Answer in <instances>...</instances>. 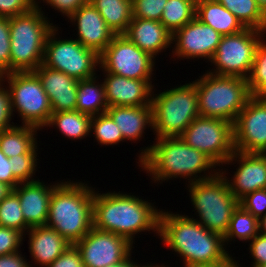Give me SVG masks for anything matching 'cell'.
I'll return each mask as SVG.
<instances>
[{
	"instance_id": "cell-1",
	"label": "cell",
	"mask_w": 266,
	"mask_h": 267,
	"mask_svg": "<svg viewBox=\"0 0 266 267\" xmlns=\"http://www.w3.org/2000/svg\"><path fill=\"white\" fill-rule=\"evenodd\" d=\"M154 140L156 143L143 147L137 156L138 166L150 175L154 183L162 184L165 180L180 177L188 178L187 184H190L212 178L219 172L218 166L208 156L187 145L181 137Z\"/></svg>"
},
{
	"instance_id": "cell-2",
	"label": "cell",
	"mask_w": 266,
	"mask_h": 267,
	"mask_svg": "<svg viewBox=\"0 0 266 267\" xmlns=\"http://www.w3.org/2000/svg\"><path fill=\"white\" fill-rule=\"evenodd\" d=\"M160 209L129 193H98L94 188L93 227L124 237L132 245L135 234L152 231L159 236Z\"/></svg>"
},
{
	"instance_id": "cell-3",
	"label": "cell",
	"mask_w": 266,
	"mask_h": 267,
	"mask_svg": "<svg viewBox=\"0 0 266 267\" xmlns=\"http://www.w3.org/2000/svg\"><path fill=\"white\" fill-rule=\"evenodd\" d=\"M167 249L183 259V267L211 264L226 259L224 237L209 231L188 215L161 210L159 237Z\"/></svg>"
},
{
	"instance_id": "cell-4",
	"label": "cell",
	"mask_w": 266,
	"mask_h": 267,
	"mask_svg": "<svg viewBox=\"0 0 266 267\" xmlns=\"http://www.w3.org/2000/svg\"><path fill=\"white\" fill-rule=\"evenodd\" d=\"M61 181L51 195L46 225L74 245L93 228L94 189L82 181Z\"/></svg>"
},
{
	"instance_id": "cell-5",
	"label": "cell",
	"mask_w": 266,
	"mask_h": 267,
	"mask_svg": "<svg viewBox=\"0 0 266 267\" xmlns=\"http://www.w3.org/2000/svg\"><path fill=\"white\" fill-rule=\"evenodd\" d=\"M9 18L10 24V73L34 71L43 62L45 42L55 27L42 7Z\"/></svg>"
},
{
	"instance_id": "cell-6",
	"label": "cell",
	"mask_w": 266,
	"mask_h": 267,
	"mask_svg": "<svg viewBox=\"0 0 266 267\" xmlns=\"http://www.w3.org/2000/svg\"><path fill=\"white\" fill-rule=\"evenodd\" d=\"M195 83L199 115L221 118L234 124L251 97L247 79L203 73Z\"/></svg>"
},
{
	"instance_id": "cell-7",
	"label": "cell",
	"mask_w": 266,
	"mask_h": 267,
	"mask_svg": "<svg viewBox=\"0 0 266 267\" xmlns=\"http://www.w3.org/2000/svg\"><path fill=\"white\" fill-rule=\"evenodd\" d=\"M191 82L157 94L153 90L152 132L155 138L180 137L199 116L197 89Z\"/></svg>"
},
{
	"instance_id": "cell-8",
	"label": "cell",
	"mask_w": 266,
	"mask_h": 267,
	"mask_svg": "<svg viewBox=\"0 0 266 267\" xmlns=\"http://www.w3.org/2000/svg\"><path fill=\"white\" fill-rule=\"evenodd\" d=\"M189 197L203 227L224 237L233 212L239 201L229 190L224 176L218 172L214 177L195 181L187 186Z\"/></svg>"
},
{
	"instance_id": "cell-9",
	"label": "cell",
	"mask_w": 266,
	"mask_h": 267,
	"mask_svg": "<svg viewBox=\"0 0 266 267\" xmlns=\"http://www.w3.org/2000/svg\"><path fill=\"white\" fill-rule=\"evenodd\" d=\"M0 80L8 83L5 87L10 94L12 116L18 112L21 125L42 131L49 122L52 108L37 75L33 71L11 72L0 76Z\"/></svg>"
},
{
	"instance_id": "cell-10",
	"label": "cell",
	"mask_w": 266,
	"mask_h": 267,
	"mask_svg": "<svg viewBox=\"0 0 266 267\" xmlns=\"http://www.w3.org/2000/svg\"><path fill=\"white\" fill-rule=\"evenodd\" d=\"M58 28L55 24L47 36L42 64L77 80L95 77L97 67H100V55L76 39L58 38Z\"/></svg>"
},
{
	"instance_id": "cell-11",
	"label": "cell",
	"mask_w": 266,
	"mask_h": 267,
	"mask_svg": "<svg viewBox=\"0 0 266 267\" xmlns=\"http://www.w3.org/2000/svg\"><path fill=\"white\" fill-rule=\"evenodd\" d=\"M266 32L245 28L233 35H223L207 72L219 76H237L247 79L254 62L257 46Z\"/></svg>"
},
{
	"instance_id": "cell-12",
	"label": "cell",
	"mask_w": 266,
	"mask_h": 267,
	"mask_svg": "<svg viewBox=\"0 0 266 267\" xmlns=\"http://www.w3.org/2000/svg\"><path fill=\"white\" fill-rule=\"evenodd\" d=\"M180 137L221 168L234 153L233 124L221 118L199 115Z\"/></svg>"
},
{
	"instance_id": "cell-13",
	"label": "cell",
	"mask_w": 266,
	"mask_h": 267,
	"mask_svg": "<svg viewBox=\"0 0 266 267\" xmlns=\"http://www.w3.org/2000/svg\"><path fill=\"white\" fill-rule=\"evenodd\" d=\"M156 58L142 51L124 34L115 35L100 54L102 72L117 74L130 79H152Z\"/></svg>"
},
{
	"instance_id": "cell-14",
	"label": "cell",
	"mask_w": 266,
	"mask_h": 267,
	"mask_svg": "<svg viewBox=\"0 0 266 267\" xmlns=\"http://www.w3.org/2000/svg\"><path fill=\"white\" fill-rule=\"evenodd\" d=\"M234 151L266 153V97L251 96L233 124Z\"/></svg>"
},
{
	"instance_id": "cell-15",
	"label": "cell",
	"mask_w": 266,
	"mask_h": 267,
	"mask_svg": "<svg viewBox=\"0 0 266 267\" xmlns=\"http://www.w3.org/2000/svg\"><path fill=\"white\" fill-rule=\"evenodd\" d=\"M74 245L79 250L85 267L117 264L127 258L134 248L124 237L94 227Z\"/></svg>"
},
{
	"instance_id": "cell-16",
	"label": "cell",
	"mask_w": 266,
	"mask_h": 267,
	"mask_svg": "<svg viewBox=\"0 0 266 267\" xmlns=\"http://www.w3.org/2000/svg\"><path fill=\"white\" fill-rule=\"evenodd\" d=\"M221 38L220 33L194 17L188 24L172 34L174 47H171L173 48L171 52L177 59L204 58L209 62L217 50Z\"/></svg>"
},
{
	"instance_id": "cell-17",
	"label": "cell",
	"mask_w": 266,
	"mask_h": 267,
	"mask_svg": "<svg viewBox=\"0 0 266 267\" xmlns=\"http://www.w3.org/2000/svg\"><path fill=\"white\" fill-rule=\"evenodd\" d=\"M239 164L233 177L228 178V169L219 168V172L224 176L229 186L230 192L239 201L246 194L255 190L266 188V153H234L224 163L226 165Z\"/></svg>"
},
{
	"instance_id": "cell-18",
	"label": "cell",
	"mask_w": 266,
	"mask_h": 267,
	"mask_svg": "<svg viewBox=\"0 0 266 267\" xmlns=\"http://www.w3.org/2000/svg\"><path fill=\"white\" fill-rule=\"evenodd\" d=\"M108 107L151 106L154 79H130L109 72L102 73Z\"/></svg>"
},
{
	"instance_id": "cell-19",
	"label": "cell",
	"mask_w": 266,
	"mask_h": 267,
	"mask_svg": "<svg viewBox=\"0 0 266 267\" xmlns=\"http://www.w3.org/2000/svg\"><path fill=\"white\" fill-rule=\"evenodd\" d=\"M76 26L77 38L84 47L97 52L99 55L111 43L116 35L105 23L98 10L90 3L81 6L69 18ZM76 24V25H75Z\"/></svg>"
},
{
	"instance_id": "cell-20",
	"label": "cell",
	"mask_w": 266,
	"mask_h": 267,
	"mask_svg": "<svg viewBox=\"0 0 266 267\" xmlns=\"http://www.w3.org/2000/svg\"><path fill=\"white\" fill-rule=\"evenodd\" d=\"M45 185L38 180L33 182L19 183L13 191L19 197L21 211L25 223L31 228L46 225L49 215V202L53 190L59 185Z\"/></svg>"
},
{
	"instance_id": "cell-21",
	"label": "cell",
	"mask_w": 266,
	"mask_h": 267,
	"mask_svg": "<svg viewBox=\"0 0 266 267\" xmlns=\"http://www.w3.org/2000/svg\"><path fill=\"white\" fill-rule=\"evenodd\" d=\"M40 80L52 108V113L75 111L79 80L43 64L33 71Z\"/></svg>"
},
{
	"instance_id": "cell-22",
	"label": "cell",
	"mask_w": 266,
	"mask_h": 267,
	"mask_svg": "<svg viewBox=\"0 0 266 267\" xmlns=\"http://www.w3.org/2000/svg\"><path fill=\"white\" fill-rule=\"evenodd\" d=\"M124 35L153 58L172 47V33L159 21L132 18Z\"/></svg>"
},
{
	"instance_id": "cell-23",
	"label": "cell",
	"mask_w": 266,
	"mask_h": 267,
	"mask_svg": "<svg viewBox=\"0 0 266 267\" xmlns=\"http://www.w3.org/2000/svg\"><path fill=\"white\" fill-rule=\"evenodd\" d=\"M26 235H29L28 248L32 261L40 267H48L71 245L57 231L47 225L31 227L24 234V239Z\"/></svg>"
},
{
	"instance_id": "cell-24",
	"label": "cell",
	"mask_w": 266,
	"mask_h": 267,
	"mask_svg": "<svg viewBox=\"0 0 266 267\" xmlns=\"http://www.w3.org/2000/svg\"><path fill=\"white\" fill-rule=\"evenodd\" d=\"M106 113L121 130L126 141H140L147 126L153 129L152 106H114Z\"/></svg>"
},
{
	"instance_id": "cell-25",
	"label": "cell",
	"mask_w": 266,
	"mask_h": 267,
	"mask_svg": "<svg viewBox=\"0 0 266 267\" xmlns=\"http://www.w3.org/2000/svg\"><path fill=\"white\" fill-rule=\"evenodd\" d=\"M195 17L223 35H233L245 29L227 8L216 0H196Z\"/></svg>"
},
{
	"instance_id": "cell-26",
	"label": "cell",
	"mask_w": 266,
	"mask_h": 267,
	"mask_svg": "<svg viewBox=\"0 0 266 267\" xmlns=\"http://www.w3.org/2000/svg\"><path fill=\"white\" fill-rule=\"evenodd\" d=\"M26 125H13L0 132V150L7 158L20 154H38L37 131Z\"/></svg>"
},
{
	"instance_id": "cell-27",
	"label": "cell",
	"mask_w": 266,
	"mask_h": 267,
	"mask_svg": "<svg viewBox=\"0 0 266 267\" xmlns=\"http://www.w3.org/2000/svg\"><path fill=\"white\" fill-rule=\"evenodd\" d=\"M98 79L100 78L97 75L90 79L79 80L76 111L91 117L106 113L108 104L105 98L104 83H99Z\"/></svg>"
},
{
	"instance_id": "cell-28",
	"label": "cell",
	"mask_w": 266,
	"mask_h": 267,
	"mask_svg": "<svg viewBox=\"0 0 266 267\" xmlns=\"http://www.w3.org/2000/svg\"><path fill=\"white\" fill-rule=\"evenodd\" d=\"M107 26L116 34H124L132 20V0H89Z\"/></svg>"
},
{
	"instance_id": "cell-29",
	"label": "cell",
	"mask_w": 266,
	"mask_h": 267,
	"mask_svg": "<svg viewBox=\"0 0 266 267\" xmlns=\"http://www.w3.org/2000/svg\"><path fill=\"white\" fill-rule=\"evenodd\" d=\"M91 116L79 111H60L52 113L45 127L59 129L65 138L71 140L84 139L90 135ZM55 126V127H54Z\"/></svg>"
},
{
	"instance_id": "cell-30",
	"label": "cell",
	"mask_w": 266,
	"mask_h": 267,
	"mask_svg": "<svg viewBox=\"0 0 266 267\" xmlns=\"http://www.w3.org/2000/svg\"><path fill=\"white\" fill-rule=\"evenodd\" d=\"M227 8L245 28L266 32V15L258 7L256 0H216Z\"/></svg>"
},
{
	"instance_id": "cell-31",
	"label": "cell",
	"mask_w": 266,
	"mask_h": 267,
	"mask_svg": "<svg viewBox=\"0 0 266 267\" xmlns=\"http://www.w3.org/2000/svg\"><path fill=\"white\" fill-rule=\"evenodd\" d=\"M259 233L258 219L245 211L240 205L233 212L229 228L224 235L225 246L233 240L251 241ZM237 239V240H235ZM227 244V245H226Z\"/></svg>"
},
{
	"instance_id": "cell-32",
	"label": "cell",
	"mask_w": 266,
	"mask_h": 267,
	"mask_svg": "<svg viewBox=\"0 0 266 267\" xmlns=\"http://www.w3.org/2000/svg\"><path fill=\"white\" fill-rule=\"evenodd\" d=\"M196 13V0H168L160 19L172 34L188 24Z\"/></svg>"
},
{
	"instance_id": "cell-33",
	"label": "cell",
	"mask_w": 266,
	"mask_h": 267,
	"mask_svg": "<svg viewBox=\"0 0 266 267\" xmlns=\"http://www.w3.org/2000/svg\"><path fill=\"white\" fill-rule=\"evenodd\" d=\"M90 135H94L101 146L117 145L125 141L121 130L107 113L91 118Z\"/></svg>"
},
{
	"instance_id": "cell-34",
	"label": "cell",
	"mask_w": 266,
	"mask_h": 267,
	"mask_svg": "<svg viewBox=\"0 0 266 267\" xmlns=\"http://www.w3.org/2000/svg\"><path fill=\"white\" fill-rule=\"evenodd\" d=\"M265 36L257 46L251 72L247 78L251 96L266 97V41Z\"/></svg>"
},
{
	"instance_id": "cell-35",
	"label": "cell",
	"mask_w": 266,
	"mask_h": 267,
	"mask_svg": "<svg viewBox=\"0 0 266 267\" xmlns=\"http://www.w3.org/2000/svg\"><path fill=\"white\" fill-rule=\"evenodd\" d=\"M0 226L16 229L23 235L30 229L25 223L19 197L14 191L0 202Z\"/></svg>"
},
{
	"instance_id": "cell-36",
	"label": "cell",
	"mask_w": 266,
	"mask_h": 267,
	"mask_svg": "<svg viewBox=\"0 0 266 267\" xmlns=\"http://www.w3.org/2000/svg\"><path fill=\"white\" fill-rule=\"evenodd\" d=\"M37 154H20L9 158L13 176L20 182H33L39 160Z\"/></svg>"
},
{
	"instance_id": "cell-37",
	"label": "cell",
	"mask_w": 266,
	"mask_h": 267,
	"mask_svg": "<svg viewBox=\"0 0 266 267\" xmlns=\"http://www.w3.org/2000/svg\"><path fill=\"white\" fill-rule=\"evenodd\" d=\"M168 0H132V18L159 21Z\"/></svg>"
},
{
	"instance_id": "cell-38",
	"label": "cell",
	"mask_w": 266,
	"mask_h": 267,
	"mask_svg": "<svg viewBox=\"0 0 266 267\" xmlns=\"http://www.w3.org/2000/svg\"><path fill=\"white\" fill-rule=\"evenodd\" d=\"M239 205L259 220L266 215V188L246 194L239 200Z\"/></svg>"
},
{
	"instance_id": "cell-39",
	"label": "cell",
	"mask_w": 266,
	"mask_h": 267,
	"mask_svg": "<svg viewBox=\"0 0 266 267\" xmlns=\"http://www.w3.org/2000/svg\"><path fill=\"white\" fill-rule=\"evenodd\" d=\"M10 73L9 18L0 17V76Z\"/></svg>"
},
{
	"instance_id": "cell-40",
	"label": "cell",
	"mask_w": 266,
	"mask_h": 267,
	"mask_svg": "<svg viewBox=\"0 0 266 267\" xmlns=\"http://www.w3.org/2000/svg\"><path fill=\"white\" fill-rule=\"evenodd\" d=\"M23 240L18 230L0 226V256L20 251Z\"/></svg>"
},
{
	"instance_id": "cell-41",
	"label": "cell",
	"mask_w": 266,
	"mask_h": 267,
	"mask_svg": "<svg viewBox=\"0 0 266 267\" xmlns=\"http://www.w3.org/2000/svg\"><path fill=\"white\" fill-rule=\"evenodd\" d=\"M37 0H0V17L12 18L30 12Z\"/></svg>"
},
{
	"instance_id": "cell-42",
	"label": "cell",
	"mask_w": 266,
	"mask_h": 267,
	"mask_svg": "<svg viewBox=\"0 0 266 267\" xmlns=\"http://www.w3.org/2000/svg\"><path fill=\"white\" fill-rule=\"evenodd\" d=\"M5 84L0 80V132L15 124L11 122L13 116L11 113L10 94L7 87H4Z\"/></svg>"
},
{
	"instance_id": "cell-43",
	"label": "cell",
	"mask_w": 266,
	"mask_h": 267,
	"mask_svg": "<svg viewBox=\"0 0 266 267\" xmlns=\"http://www.w3.org/2000/svg\"><path fill=\"white\" fill-rule=\"evenodd\" d=\"M48 267H85L81 254L75 245H70Z\"/></svg>"
},
{
	"instance_id": "cell-44",
	"label": "cell",
	"mask_w": 266,
	"mask_h": 267,
	"mask_svg": "<svg viewBox=\"0 0 266 267\" xmlns=\"http://www.w3.org/2000/svg\"><path fill=\"white\" fill-rule=\"evenodd\" d=\"M249 253L254 259L251 267H259L266 263V235L258 233L251 241H249Z\"/></svg>"
},
{
	"instance_id": "cell-45",
	"label": "cell",
	"mask_w": 266,
	"mask_h": 267,
	"mask_svg": "<svg viewBox=\"0 0 266 267\" xmlns=\"http://www.w3.org/2000/svg\"><path fill=\"white\" fill-rule=\"evenodd\" d=\"M42 2L69 18L77 9L87 4L89 0H42Z\"/></svg>"
},
{
	"instance_id": "cell-46",
	"label": "cell",
	"mask_w": 266,
	"mask_h": 267,
	"mask_svg": "<svg viewBox=\"0 0 266 267\" xmlns=\"http://www.w3.org/2000/svg\"><path fill=\"white\" fill-rule=\"evenodd\" d=\"M11 168L9 158L0 150V181L14 189L20 182L13 176Z\"/></svg>"
},
{
	"instance_id": "cell-47",
	"label": "cell",
	"mask_w": 266,
	"mask_h": 267,
	"mask_svg": "<svg viewBox=\"0 0 266 267\" xmlns=\"http://www.w3.org/2000/svg\"><path fill=\"white\" fill-rule=\"evenodd\" d=\"M21 251L0 256V267H33ZM24 256V257H23Z\"/></svg>"
},
{
	"instance_id": "cell-48",
	"label": "cell",
	"mask_w": 266,
	"mask_h": 267,
	"mask_svg": "<svg viewBox=\"0 0 266 267\" xmlns=\"http://www.w3.org/2000/svg\"><path fill=\"white\" fill-rule=\"evenodd\" d=\"M239 260H235L232 255H229L226 259L211 264H197L184 267H241L238 263Z\"/></svg>"
},
{
	"instance_id": "cell-49",
	"label": "cell",
	"mask_w": 266,
	"mask_h": 267,
	"mask_svg": "<svg viewBox=\"0 0 266 267\" xmlns=\"http://www.w3.org/2000/svg\"><path fill=\"white\" fill-rule=\"evenodd\" d=\"M132 253L127 257L125 258L123 261L117 263V264H112V265H109V266H106V267H135L138 262H135L134 260H132Z\"/></svg>"
},
{
	"instance_id": "cell-50",
	"label": "cell",
	"mask_w": 266,
	"mask_h": 267,
	"mask_svg": "<svg viewBox=\"0 0 266 267\" xmlns=\"http://www.w3.org/2000/svg\"><path fill=\"white\" fill-rule=\"evenodd\" d=\"M12 191H13V188L10 185L0 181V202L5 197H7Z\"/></svg>"
},
{
	"instance_id": "cell-51",
	"label": "cell",
	"mask_w": 266,
	"mask_h": 267,
	"mask_svg": "<svg viewBox=\"0 0 266 267\" xmlns=\"http://www.w3.org/2000/svg\"><path fill=\"white\" fill-rule=\"evenodd\" d=\"M259 233L266 235V215L258 220Z\"/></svg>"
},
{
	"instance_id": "cell-52",
	"label": "cell",
	"mask_w": 266,
	"mask_h": 267,
	"mask_svg": "<svg viewBox=\"0 0 266 267\" xmlns=\"http://www.w3.org/2000/svg\"><path fill=\"white\" fill-rule=\"evenodd\" d=\"M258 7L266 15V0H256Z\"/></svg>"
},
{
	"instance_id": "cell-53",
	"label": "cell",
	"mask_w": 266,
	"mask_h": 267,
	"mask_svg": "<svg viewBox=\"0 0 266 267\" xmlns=\"http://www.w3.org/2000/svg\"><path fill=\"white\" fill-rule=\"evenodd\" d=\"M135 267H166V265H164L163 263L161 265L154 264V263L151 264V262H150V264L147 263L145 265L137 264ZM167 267H169V265H167Z\"/></svg>"
},
{
	"instance_id": "cell-54",
	"label": "cell",
	"mask_w": 266,
	"mask_h": 267,
	"mask_svg": "<svg viewBox=\"0 0 266 267\" xmlns=\"http://www.w3.org/2000/svg\"><path fill=\"white\" fill-rule=\"evenodd\" d=\"M259 267H266V263L260 265Z\"/></svg>"
}]
</instances>
